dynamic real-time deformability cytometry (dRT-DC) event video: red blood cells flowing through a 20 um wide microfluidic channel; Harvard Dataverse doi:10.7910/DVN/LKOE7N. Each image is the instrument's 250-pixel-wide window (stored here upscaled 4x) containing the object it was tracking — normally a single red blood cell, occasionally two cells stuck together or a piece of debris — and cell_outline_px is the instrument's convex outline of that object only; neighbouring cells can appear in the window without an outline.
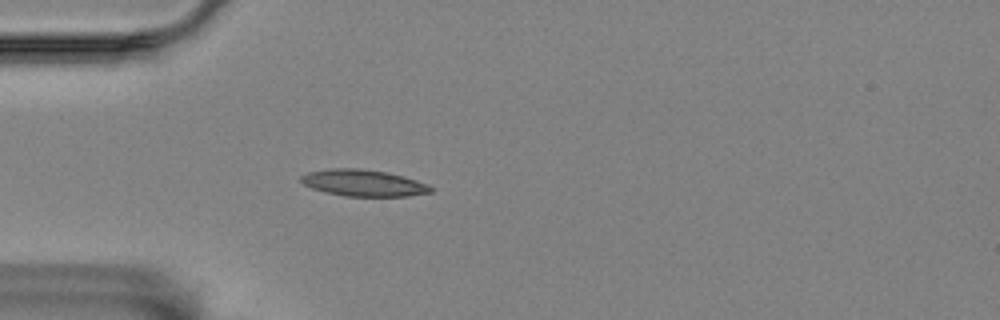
{"species": "Egyptian fruit bat (a non-hibernating species)", "species_latin": "Rousettus aegyptiacus", "temperature_condition": "room temperature", "stored_images_in_passage": 3, "camera_frame_rate_fps": 3000, "um_per_image_px": 0.085, "animal": {"sex": "female"}, "frame": {"image": 1, "passage_image": 3, "time_ms": 3.333, "image_size_px": [1000, 320], "cell_outline_px": [[432, 192], [408, 196], [344, 196], [324, 192], [312, 188], [304, 184], [300, 180], [300, 176], [308, 172], [332, 168], [360, 168], [388, 172], [404, 176], [428, 184], [432, 188]], "centroid_in_image_um": [30.89, 15.55], "position_along_channel_um": 54.1, "area_um2": 20.17}}